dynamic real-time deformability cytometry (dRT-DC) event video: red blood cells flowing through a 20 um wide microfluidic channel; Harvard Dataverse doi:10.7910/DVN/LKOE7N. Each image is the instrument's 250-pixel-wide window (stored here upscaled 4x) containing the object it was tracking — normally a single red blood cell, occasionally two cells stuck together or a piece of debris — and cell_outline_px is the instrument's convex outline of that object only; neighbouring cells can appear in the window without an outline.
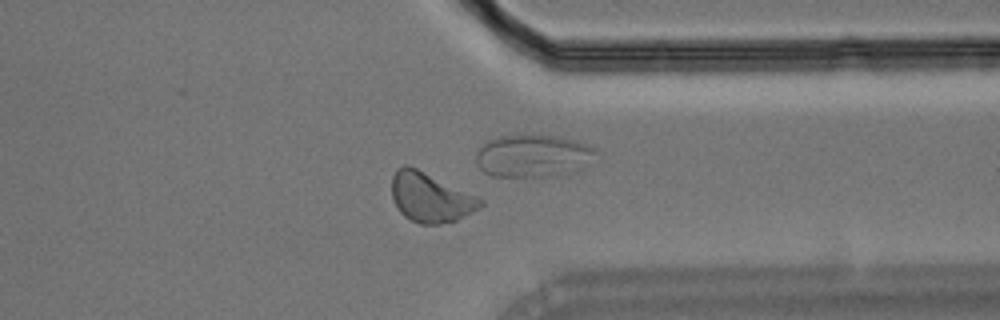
{"species": "Egyptian fruit bat (a non-hibernating species)", "species_latin": "Rousettus aegyptiacus", "temperature_condition": "room temperature", "stored_images_in_passage": 34, "camera_frame_rate_fps": 3000, "um_per_image_px": 0.085, "animal": {"sex": "male"}, "frame": {"image": 1, "passage_image": 29, "time_ms": 9.333, "image_size_px": [1000, 320], "cell_outline_px": [[484, 204], [480, 208], [456, 220], [440, 224], [420, 224], [404, 216], [400, 212], [392, 196], [392, 176], [396, 168], [404, 164], [408, 164], [476, 196], [484, 200]], "centroid_in_image_um": [36.57, 16.77], "position_along_channel_um": 374.8, "area_um2": 25.32}}